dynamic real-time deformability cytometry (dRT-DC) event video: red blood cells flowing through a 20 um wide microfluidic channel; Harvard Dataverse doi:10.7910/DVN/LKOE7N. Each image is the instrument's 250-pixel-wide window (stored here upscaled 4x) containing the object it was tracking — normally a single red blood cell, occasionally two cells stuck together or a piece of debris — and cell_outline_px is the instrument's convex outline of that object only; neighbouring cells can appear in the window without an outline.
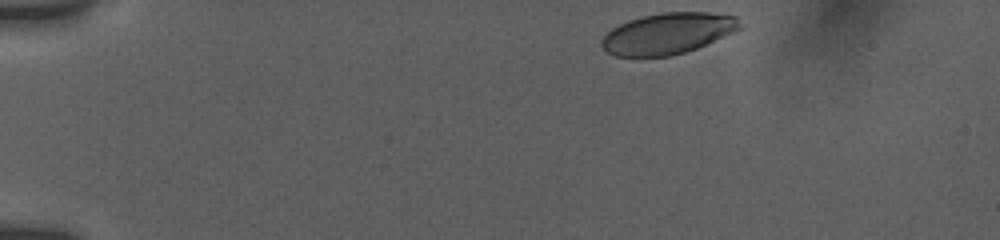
{"species": "human", "species_latin": "Homo sapiens", "temperature_condition": "room temperature", "stored_images_in_passage": 39, "camera_frame_rate_fps": 3000, "um_per_image_px": 0.085, "donor": {"sex": "female"}, "frame": {"image": 1, "passage_image": 1, "time_ms": 0.0, "image_size_px": [1000, 240], "cell_outline_px": [[744, 28], [696, 48], [672, 56], [616, 56], [608, 52], [600, 44], [600, 40], [612, 28], [628, 20], [660, 12], [708, 12], [736, 16]], "centroid_in_image_um": [56.78, 2.84], "position_along_channel_um": 28.2, "area_um2": 33.06}}
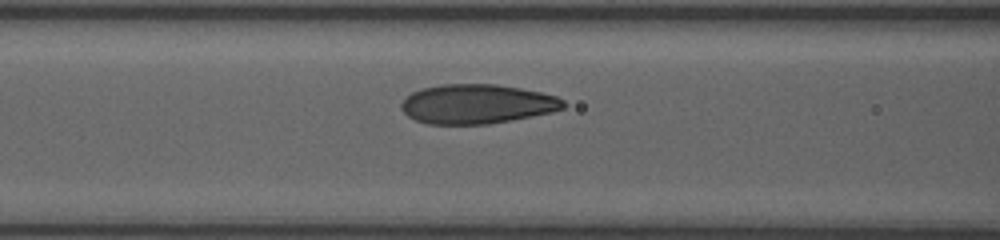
{"frame": {"image": 2, "passage_image": 19, "time_ms": 5.0, "image_size_px": [1000, 240], "cell_outline_px": [[568, 104], [564, 108], [552, 112], [512, 120], [488, 124], [428, 124], [416, 120], [408, 116], [400, 108], [400, 104], [412, 92], [424, 88], [440, 84], [496, 84], [520, 88], [540, 92], [556, 96], [564, 100]], "centroid_in_image_um": [40.56, 8.84], "position_along_channel_um": 126.0, "area_um2": 37.28}}
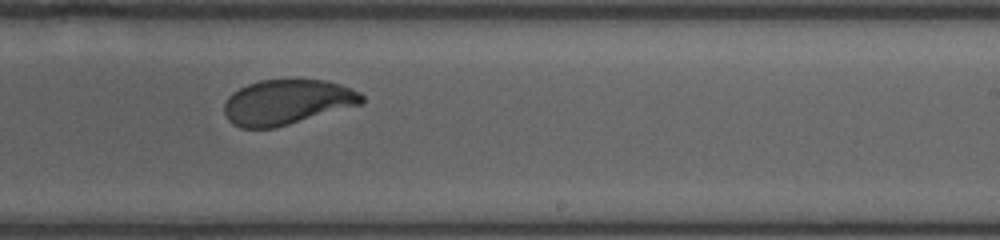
{"frame": {"image": 3, "passage_image": 32, "time_ms": 8.667, "image_size_px": [1000, 240], "cell_outline_px": [[364, 104], [288, 124], [272, 128], [240, 128], [232, 124], [228, 120], [224, 112], [224, 104], [228, 96], [232, 92], [248, 84], [260, 80], [328, 80], [352, 88], [360, 92], [364, 96]], "centroid_in_image_um": [24.41, 8.68], "position_along_channel_um": 264.6, "area_um2": 36.24}}